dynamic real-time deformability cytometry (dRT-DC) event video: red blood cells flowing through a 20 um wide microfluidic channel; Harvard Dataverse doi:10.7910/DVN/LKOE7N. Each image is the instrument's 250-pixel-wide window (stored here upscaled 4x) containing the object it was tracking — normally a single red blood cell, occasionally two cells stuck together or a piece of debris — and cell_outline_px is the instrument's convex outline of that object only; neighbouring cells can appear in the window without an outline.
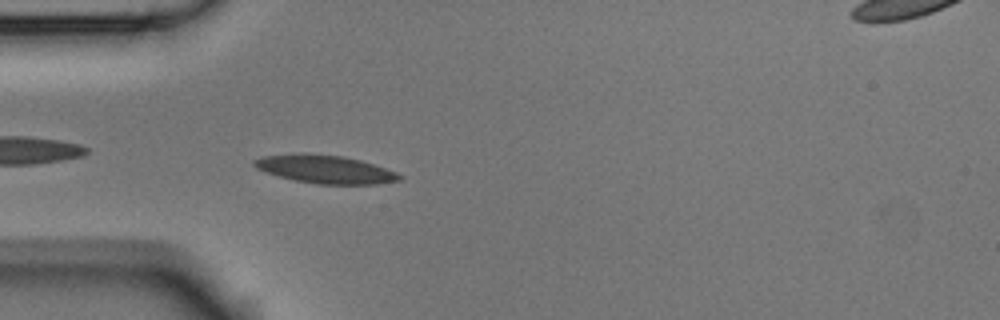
{"species": "Egyptian fruit bat (a non-hibernating species)", "species_latin": "Rousettus aegyptiacus", "temperature_condition": "room temperature", "stored_images_in_passage": 41, "camera_frame_rate_fps": 3000, "um_per_image_px": 0.085, "animal": {"sex": "male"}, "frame": {"image": 1, "passage_image": 3, "time_ms": 0.667, "image_size_px": [1000, 320], "cell_outline_px": [[404, 176], [400, 180], [376, 184], [316, 184], [296, 180], [280, 176], [256, 168], [252, 164], [252, 160], [264, 156], [300, 152], [308, 152], [344, 156], [360, 160], [396, 172]], "centroid_in_image_um": [27.62, 14.37], "position_along_channel_um": 57.4, "area_um2": 23.87}}
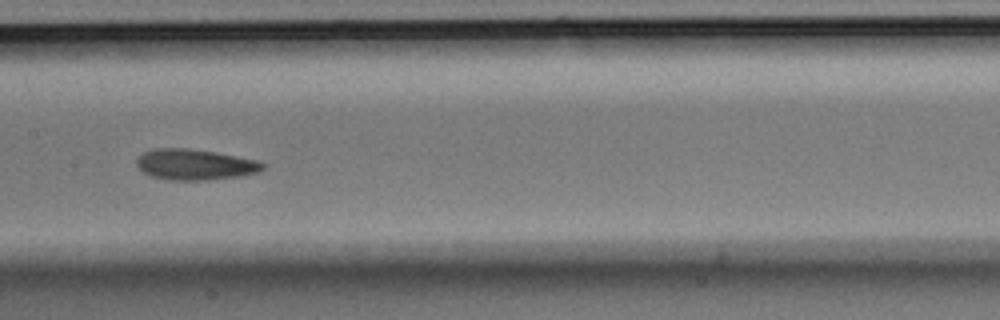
{"frame": {"image": 2, "passage_image": 14, "time_ms": 4.333, "image_size_px": [1000, 320], "cell_outline_px": [[264, 168], [260, 172], [244, 176], [208, 180], [168, 180], [152, 176], [144, 172], [136, 164], [136, 160], [144, 152], [152, 148], [188, 148], [216, 152], [260, 160], [264, 164]], "centroid_in_image_um": [16.63, 13.98], "position_along_channel_um": 190.8, "area_um2": 22.89}}
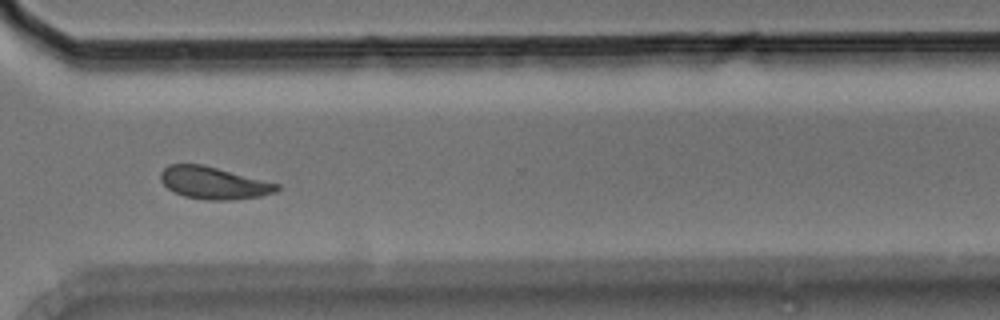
{"frame": {"image": 3, "passage_image": 27, "time_ms": 8.667, "image_size_px": [1000, 320], "cell_outline_px": [[280, 188], [276, 192], [260, 196], [232, 200], [204, 200], [184, 196], [168, 188], [160, 180], [160, 172], [168, 164], [204, 164], [280, 184]], "centroid_in_image_um": [18.17, 15.54], "position_along_channel_um": 352.4, "area_um2": 21.96}, "authors_computed_cell_mechanics": {"area_um2": 22.0218, "velocity_mm_per_s": 3.7299, "shape_relaxation_time_tau1_ms": 3.4566, "shape_relaxation_time_tau2_ms": 2.6787, "deformation_change_tau1": 0.1056, "deformation_change_tau2": 0.082}}